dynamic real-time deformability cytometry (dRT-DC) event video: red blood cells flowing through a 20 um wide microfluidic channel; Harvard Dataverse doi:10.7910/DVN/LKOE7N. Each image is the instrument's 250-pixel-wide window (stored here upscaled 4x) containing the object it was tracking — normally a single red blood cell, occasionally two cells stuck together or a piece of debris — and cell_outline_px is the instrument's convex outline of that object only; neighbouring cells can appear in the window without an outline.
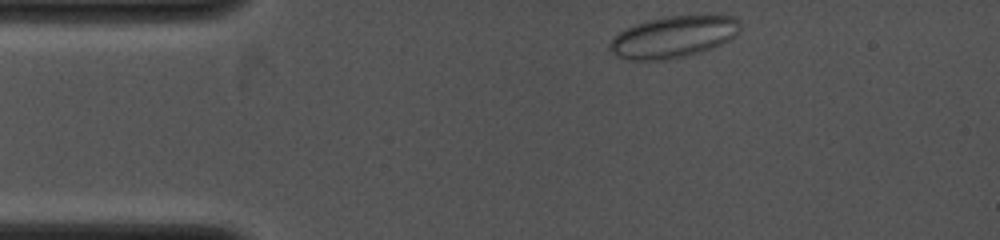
{"species": "common noctule bat (a hibernating species)", "species_latin": "Nyctalus noctula", "temperature_condition": "cold", "stored_images_in_passage": 42, "camera_frame_rate_fps": 4000, "um_per_image_px": 0.085, "animal": {"sex": "female", "body_mass_g": 19.0, "forearm_length_mm": 53.3}, "frame": {"image": 1, "passage_image": 1, "time_ms": 0.0, "image_size_px": [1000, 240], "cell_outline_px": [[740, 32], [728, 40], [712, 48], [700, 52], [668, 60], [628, 60], [616, 56], [608, 48], [608, 44], [612, 36], [624, 28], [632, 24], [664, 16], [708, 12], [720, 12], [732, 16], [740, 20]], "centroid_in_image_um": [57.27, 3.07], "position_along_channel_um": 27.7, "area_um2": 33.06}}
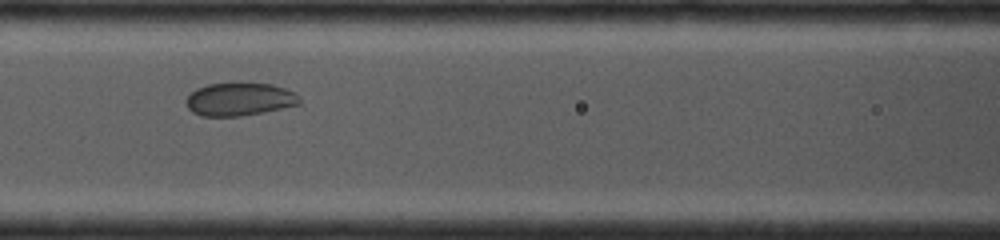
{"frame": {"image": 2, "passage_image": 16, "time_ms": 3.75, "image_size_px": [1000, 240], "cell_outline_px": [[300, 104], [240, 116], [200, 116], [192, 112], [188, 108], [184, 100], [196, 88], [208, 84], [272, 84], [296, 92], [300, 96]], "centroid_in_image_um": [20.34, 8.44], "position_along_channel_um": 146.3, "area_um2": 21.56}}
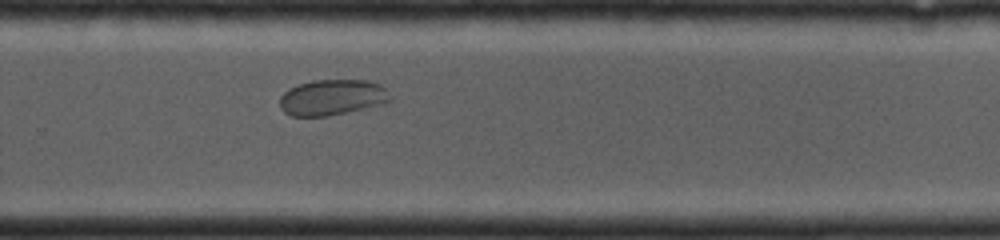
{"frame": {"image": 3, "passage_image": 30, "time_ms": 7.25, "image_size_px": [1000, 240], "cell_outline_px": [[392, 100], [388, 104], [328, 116], [292, 116], [284, 112], [280, 108], [280, 96], [288, 88], [312, 80], [368, 80], [380, 84], [392, 96]], "centroid_in_image_um": [28.28, 8.28], "position_along_channel_um": 301.5, "area_um2": 23.41}}